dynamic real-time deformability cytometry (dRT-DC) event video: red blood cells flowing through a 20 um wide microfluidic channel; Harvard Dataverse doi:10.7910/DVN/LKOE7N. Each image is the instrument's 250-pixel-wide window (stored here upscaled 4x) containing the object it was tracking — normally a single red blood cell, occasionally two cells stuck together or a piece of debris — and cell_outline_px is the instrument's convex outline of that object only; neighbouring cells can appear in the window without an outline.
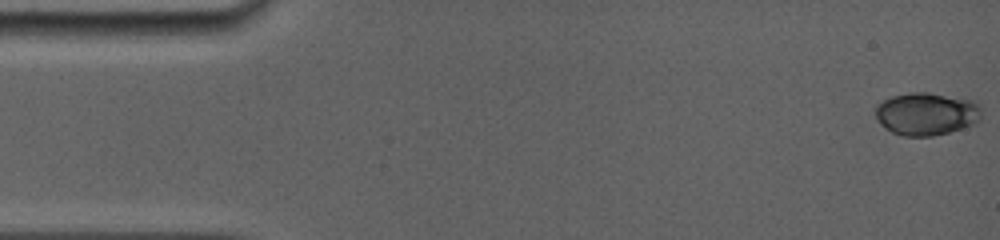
{"species": "common noctule bat (a hibernating species)", "species_latin": "Nyctalus noctula", "temperature_condition": "room temperature", "stored_images_in_passage": 44, "camera_frame_rate_fps": 5000, "um_per_image_px": 0.085, "animal": {"sex": "female", "body_mass_g": 19.0, "forearm_length_mm": 56.7}, "frame": {"image": 1, "passage_image": 1, "time_ms": 0.0, "image_size_px": [1000, 240], "cell_outline_px": [[980, 120], [972, 124], [948, 132], [932, 136], [904, 136], [892, 132], [884, 128], [876, 120], [876, 104], [892, 96], [912, 92], [928, 92], [976, 100], [980, 108]], "centroid_in_image_um": [78.73, 9.66], "position_along_channel_um": 6.3, "area_um2": 26.47}}
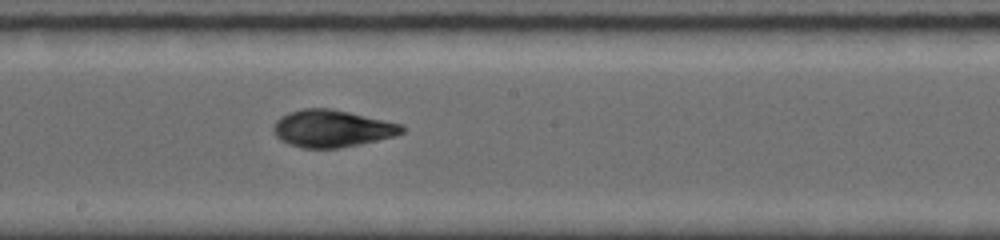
{"frame": {"image": 2, "passage_image": 26, "time_ms": 8.6, "image_size_px": [1000, 240], "cell_outline_px": [[404, 132], [392, 136], [360, 144], [340, 148], [304, 148], [288, 144], [280, 140], [276, 136], [272, 128], [276, 120], [280, 116], [288, 112], [304, 108], [332, 108], [404, 124]], "centroid_in_image_um": [28.2, 10.91], "position_along_channel_um": 220.0, "area_um2": 27.98}}
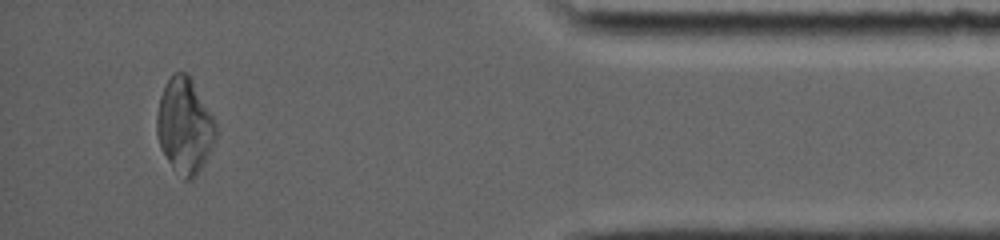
{"frame": {"image": 3, "passage_image": 44, "time_ms": 14.6, "image_size_px": [1000, 240], "cell_outline_px": [[216, 136], [196, 176], [192, 180], [184, 180], [172, 168], [160, 148], [156, 132], [156, 116], [160, 96], [164, 84], [176, 72], [188, 72], [212, 116], [216, 124]], "centroid_in_image_um": [15.65, 10.69], "position_along_channel_um": 419.5, "area_um2": 32.48}, "authors_computed_cell_mechanics": {"area_um2": 27.4839, "velocity_mm_per_s": 3.9468, "shape_relaxation_time_tau1_ms": 6.2989, "shape_relaxation_time_tau2_ms": 1.7488, "deformation_change_tau1": 0.1571, "deformation_change_tau2": 0.0449}}